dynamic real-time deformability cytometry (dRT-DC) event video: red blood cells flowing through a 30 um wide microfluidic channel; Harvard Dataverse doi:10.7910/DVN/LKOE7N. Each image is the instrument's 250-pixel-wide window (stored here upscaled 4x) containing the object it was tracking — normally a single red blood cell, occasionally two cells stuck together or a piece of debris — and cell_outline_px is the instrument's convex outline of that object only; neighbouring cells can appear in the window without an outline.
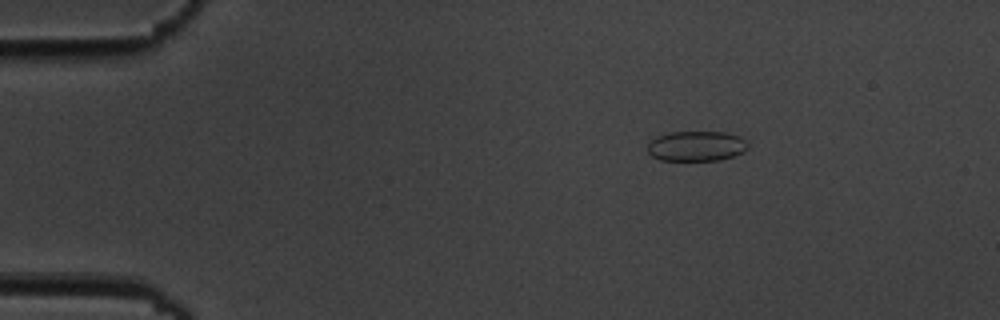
{"species": "common noctule bat (a hibernating species)", "species_latin": "Nyctalus noctula", "temperature_condition": "cold", "stored_images_in_passage": 13, "camera_frame_rate_fps": 3000, "um_per_image_px": 0.085, "animal": {"sex": "male", "body_mass_g": 19.5, "forearm_length_mm": 54.6}, "frame": {"image": 1, "passage_image": 3, "time_ms": 2.333, "image_size_px": [1000, 320], "cell_outline_px": [[748, 148], [744, 152], [720, 160], [660, 160], [652, 156], [648, 152], [648, 144], [656, 136], [668, 132], [724, 132], [740, 136], [748, 144]], "centroid_in_image_um": [59.19, 12.41], "position_along_channel_um": 25.8, "area_um2": 17.63}}
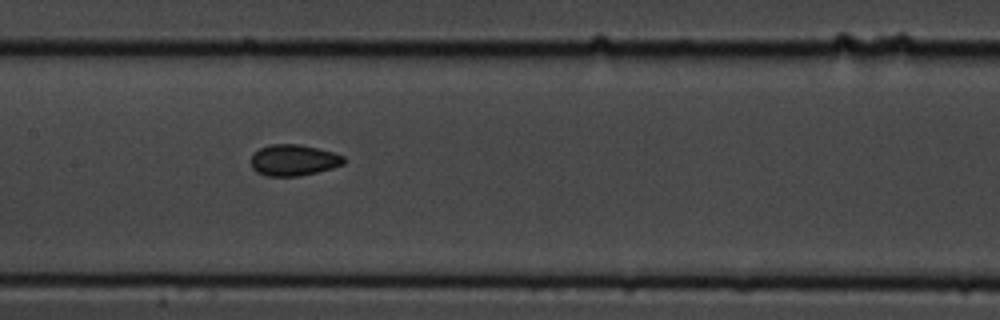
{"frame": {"image": 2, "passage_image": 8, "time_ms": 8.667, "image_size_px": [1000, 320], "cell_outline_px": [[344, 164], [332, 168], [300, 176], [268, 176], [256, 172], [252, 168], [252, 156], [260, 148], [268, 144], [300, 144], [332, 152], [344, 156]], "centroid_in_image_um": [24.95, 13.61], "position_along_channel_um": 182.5, "area_um2": 16.76}}
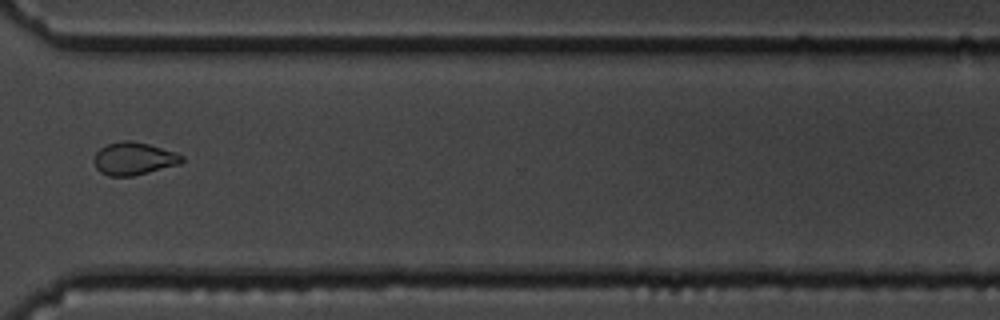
{"frame": {"image": 3, "passage_image": 12, "time_ms": 13.667, "image_size_px": [1000, 320], "cell_outline_px": [[184, 160], [180, 164], [132, 176], [108, 176], [100, 172], [96, 168], [96, 152], [100, 148], [108, 144], [120, 140], [128, 140], [148, 144], [176, 152], [184, 156]], "centroid_in_image_um": [11.4, 13.48], "position_along_channel_um": 359.2, "area_um2": 16.59}, "authors_computed_cell_mechanics": {"area_um2": 16.762, "velocity_mm_per_s": 3.545, "shape_relaxation_time_tau1_ms": 4.0137, "shape_relaxation_time_tau2_ms": null, "deformation_change_tau1": 0.0687, "deformation_change_tau2": null}}